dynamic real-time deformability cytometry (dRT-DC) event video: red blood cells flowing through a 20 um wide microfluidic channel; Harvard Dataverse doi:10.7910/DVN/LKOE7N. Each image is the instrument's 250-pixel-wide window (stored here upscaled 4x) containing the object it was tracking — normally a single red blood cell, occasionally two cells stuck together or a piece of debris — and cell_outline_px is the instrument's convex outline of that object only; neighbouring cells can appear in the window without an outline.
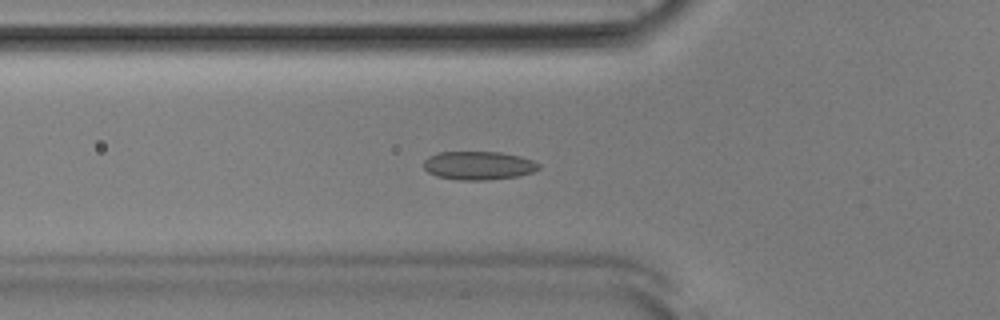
{"species": "Egyptian fruit bat (a non-hibernating species)", "species_latin": "Rousettus aegyptiacus", "temperature_condition": "room temperature", "stored_images_in_passage": 54, "segment_of_instrument_passage": [1, 2], "camera_frame_rate_fps": 3000, "um_per_image_px": 0.085, "animal": {"sex": "male"}, "frame": {"image": 1, "passage_image": 19, "time_ms": 6.0, "image_size_px": [1000, 320], "cell_outline_px": [[540, 168], [532, 172], [516, 176], [484, 180], [460, 180], [436, 176], [428, 172], [424, 168], [424, 160], [428, 156], [440, 152], [500, 152], [520, 156], [532, 160], [540, 164]], "centroid_in_image_um": [40.66, 14.06], "position_along_channel_um": 85.1, "area_um2": 19.02}}
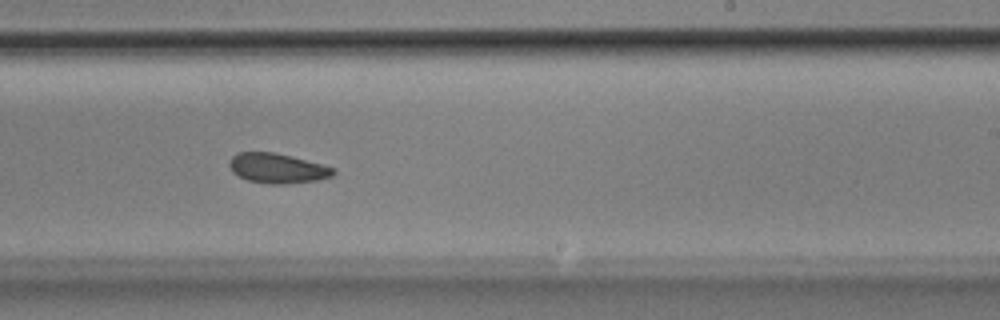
{"frame": {"image": 2, "passage_image": 33, "time_ms": 10.667, "image_size_px": [1000, 320], "cell_outline_px": [[336, 172], [332, 176], [316, 180], [284, 184], [268, 184], [248, 180], [232, 172], [228, 164], [232, 156], [236, 152], [272, 152], [336, 168]], "centroid_in_image_um": [23.54, 14.31], "position_along_channel_um": 265.5, "area_um2": 17.86}}
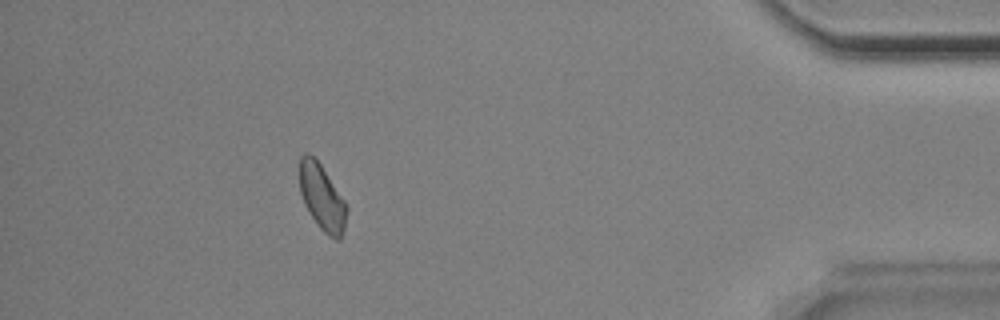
{"frame": {"image": 3, "passage_image": 48, "time_ms": 15.667, "image_size_px": [1000, 320], "cell_outline_px": [[348, 208], [344, 228], [340, 240], [336, 240], [324, 232], [320, 228], [304, 204], [300, 192], [300, 156], [308, 152], [320, 164], [344, 200]], "centroid_in_image_um": [27.37, 16.79], "position_along_channel_um": 407.8, "area_um2": 17.74}}